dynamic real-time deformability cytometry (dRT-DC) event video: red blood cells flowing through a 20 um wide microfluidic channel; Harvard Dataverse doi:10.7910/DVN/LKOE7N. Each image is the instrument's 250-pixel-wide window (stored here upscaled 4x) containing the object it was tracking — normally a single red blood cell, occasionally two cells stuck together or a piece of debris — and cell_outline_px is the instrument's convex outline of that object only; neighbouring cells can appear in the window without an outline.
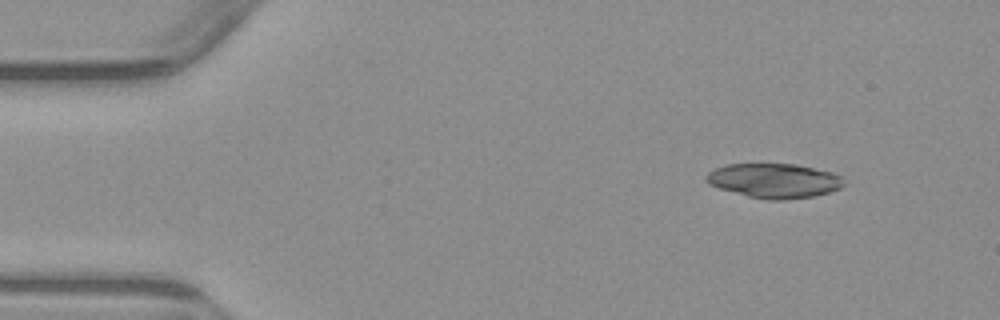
{"species": "common noctule bat (a hibernating species)", "species_latin": "Nyctalus noctula", "temperature_condition": "warm", "stored_images_in_passage": 3, "camera_frame_rate_fps": 3000, "um_per_image_px": 0.085, "animal": {"sex": "male", "body_mass_g": 23.1, "forearm_length_mm": 52.7}, "frame": {"image": 1, "passage_image": 1, "time_ms": 0.0, "image_size_px": [1000, 320], "cell_outline_px": [[844, 184], [840, 188], [828, 192], [812, 196], [784, 200], [768, 200], [748, 196], [720, 188], [708, 184], [704, 180], [704, 176], [708, 172], [724, 164], [796, 164], [832, 172], [840, 176], [844, 180]], "centroid_in_image_um": [65.77, 15.35], "position_along_channel_um": 19.2, "area_um2": 27.63}}